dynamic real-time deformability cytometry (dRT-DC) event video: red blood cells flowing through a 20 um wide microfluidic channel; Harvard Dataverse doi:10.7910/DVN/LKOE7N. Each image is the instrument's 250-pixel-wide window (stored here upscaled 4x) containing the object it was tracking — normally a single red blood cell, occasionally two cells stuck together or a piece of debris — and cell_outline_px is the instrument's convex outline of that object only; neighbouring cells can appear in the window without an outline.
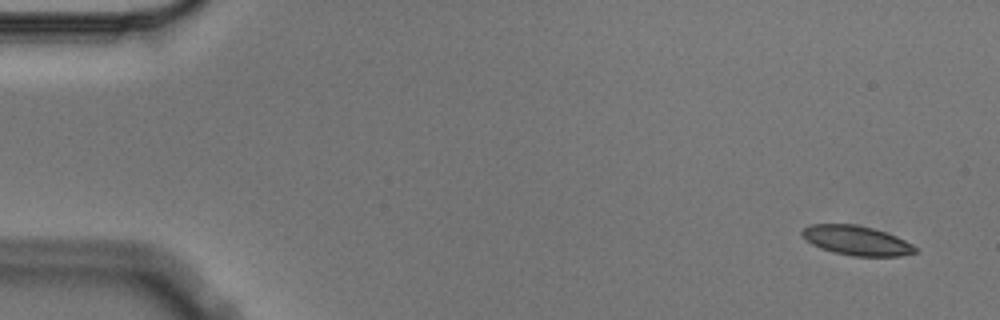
{"species": "Egyptian fruit bat (a non-hibernating species)", "species_latin": "Rousettus aegyptiacus", "temperature_condition": "cold", "stored_images_in_passage": 4, "camera_frame_rate_fps": 3000, "um_per_image_px": 0.085, "animal": {"sex": "male"}, "frame": {"image": 1, "passage_image": 1, "time_ms": 0.0, "image_size_px": [1000, 320], "cell_outline_px": [[916, 252], [904, 256], [852, 256], [832, 252], [820, 248], [804, 240], [800, 232], [804, 228], [812, 224], [856, 224], [872, 228], [896, 236], [912, 244], [916, 248]], "centroid_in_image_um": [72.77, 20.45], "position_along_channel_um": 12.2, "area_um2": 19.48}}
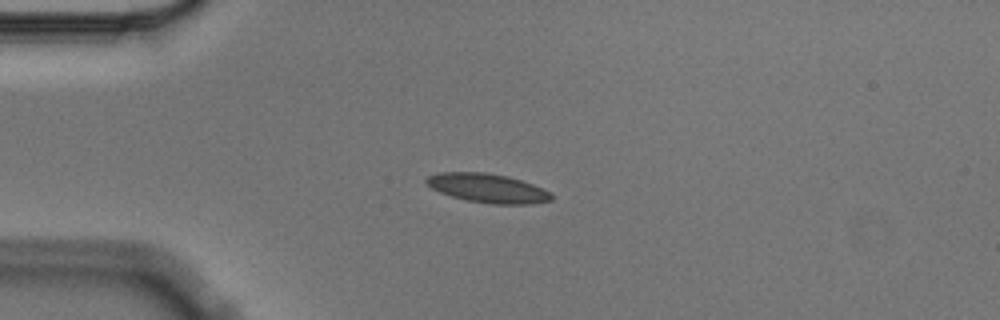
{"frame": {"image": 2, "passage_image": 4, "time_ms": 1.0, "image_size_px": [1000, 320], "cell_outline_px": [[552, 200], [532, 204], [492, 204], [468, 200], [452, 196], [440, 192], [432, 188], [424, 180], [428, 176], [440, 172], [484, 172], [508, 176], [532, 184], [552, 192]], "centroid_in_image_um": [41.47, 15.99], "position_along_channel_um": 43.5, "area_um2": 21.04}}